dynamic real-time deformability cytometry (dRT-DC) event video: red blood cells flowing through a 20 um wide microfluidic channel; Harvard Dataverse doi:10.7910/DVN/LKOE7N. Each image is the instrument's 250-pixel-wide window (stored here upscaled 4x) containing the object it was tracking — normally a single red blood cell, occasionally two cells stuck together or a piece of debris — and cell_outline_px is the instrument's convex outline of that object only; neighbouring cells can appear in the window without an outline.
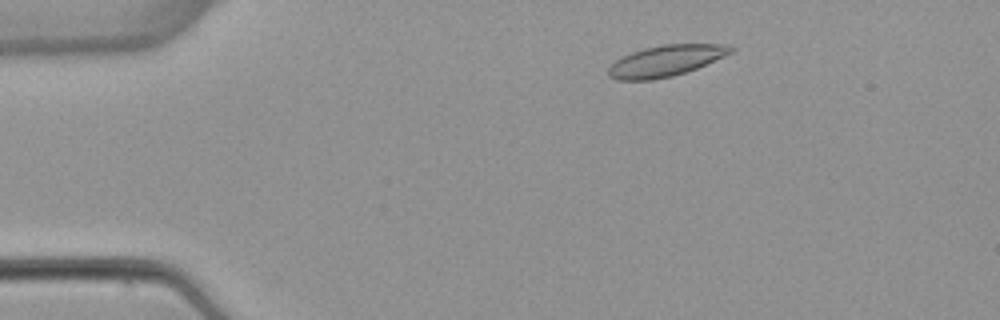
{"species": "common noctule bat (a hibernating species)", "species_latin": "Nyctalus noctula", "temperature_condition": "warm", "stored_images_in_passage": 5, "camera_frame_rate_fps": 3000, "um_per_image_px": 0.085, "animal": {"sex": "female", "body_mass_g": 22.7, "forearm_length_mm": 54.2}, "frame": {"image": 1, "passage_image": 2, "time_ms": 1.333, "image_size_px": [1000, 320], "cell_outline_px": [[736, 52], [696, 68], [672, 76], [652, 80], [616, 80], [608, 76], [608, 68], [620, 56], [644, 48], [664, 44], [728, 44], [736, 48]], "centroid_in_image_um": [56.62, 5.16], "position_along_channel_um": 28.4, "area_um2": 22.37}}
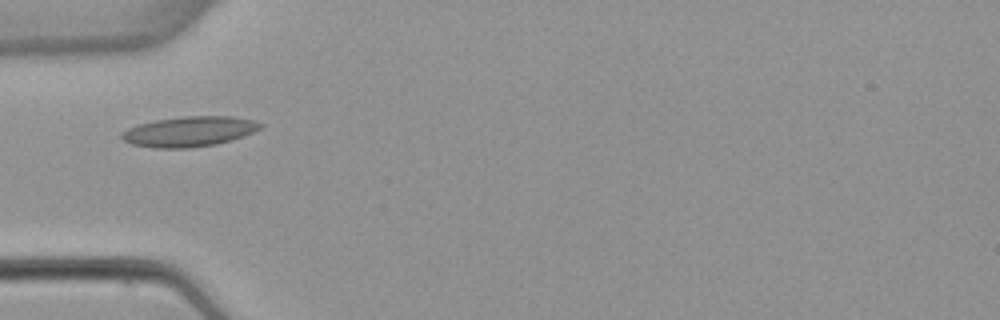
{"frame": {"image": 2, "passage_image": 4, "time_ms": 4.0, "image_size_px": [1000, 320], "cell_outline_px": [[264, 124], [260, 128], [244, 136], [232, 140], [216, 144], [188, 148], [152, 148], [132, 144], [124, 140], [120, 136], [120, 132], [128, 128], [140, 124], [156, 120], [184, 116], [232, 116], [256, 120]], "centroid_in_image_um": [16.1, 11.18], "position_along_channel_um": 68.9, "area_um2": 24.45}}
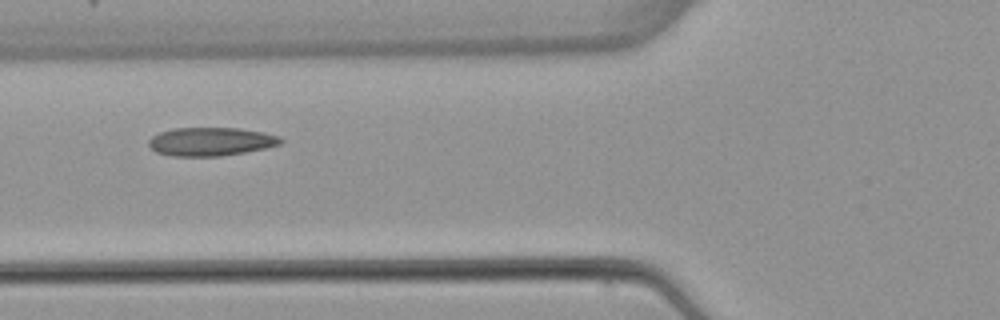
{"frame": {"image": 3, "passage_image": 5, "time_ms": 5.0, "image_size_px": [1000, 320], "cell_outline_px": [[284, 140], [280, 144], [264, 148], [244, 152], [220, 156], [172, 156], [156, 152], [148, 144], [148, 140], [152, 136], [160, 132], [172, 128], [240, 128], [264, 132], [280, 136]], "centroid_in_image_um": [17.92, 12.03], "position_along_channel_um": 107.9, "area_um2": 21.91}}